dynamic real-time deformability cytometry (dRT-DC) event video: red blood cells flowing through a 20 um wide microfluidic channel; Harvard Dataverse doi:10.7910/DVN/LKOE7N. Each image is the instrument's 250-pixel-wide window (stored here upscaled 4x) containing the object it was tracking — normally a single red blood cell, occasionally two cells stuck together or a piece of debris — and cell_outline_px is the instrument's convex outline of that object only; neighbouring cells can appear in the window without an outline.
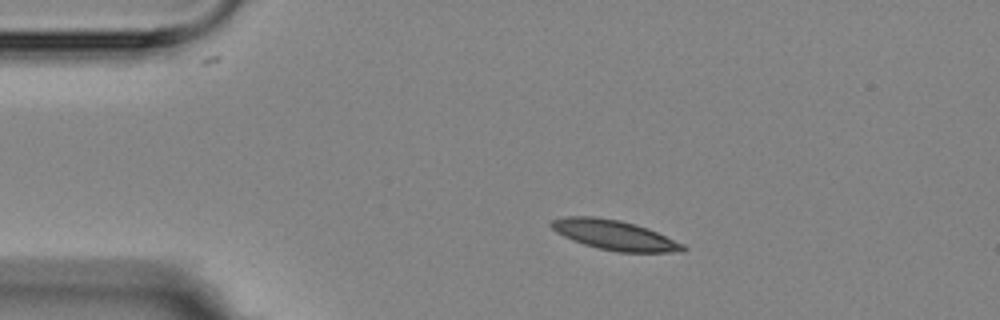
{"species": "Egyptian fruit bat (a non-hibernating species)", "species_latin": "Rousettus aegyptiacus", "temperature_condition": "room temperature", "stored_images_in_passage": 14, "camera_frame_rate_fps": 3000, "um_per_image_px": 0.085, "animal": {"sex": "female"}, "frame": {"image": 1, "passage_image": 1, "time_ms": 0.0, "image_size_px": [1000, 320], "cell_outline_px": [[688, 248], [684, 252], [616, 252], [584, 244], [572, 240], [556, 232], [548, 224], [552, 220], [568, 216], [596, 216], [620, 220], [636, 224], [648, 228], [684, 244]], "centroid_in_image_um": [52.25, 19.97], "position_along_channel_um": 32.8, "area_um2": 22.95}}
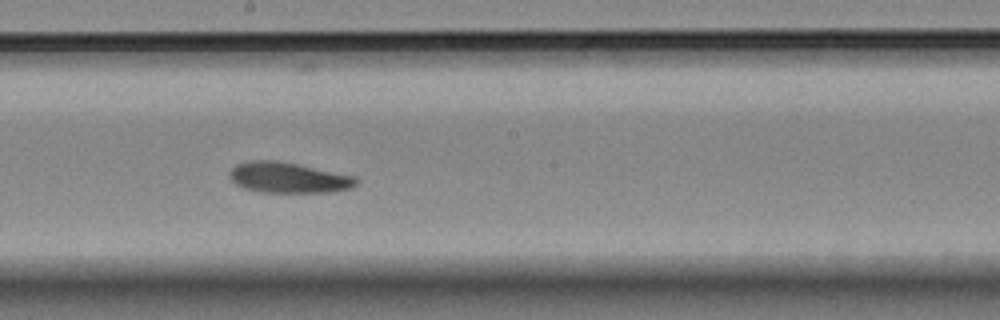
{"frame": {"image": 2, "passage_image": 7, "time_ms": 6.667, "image_size_px": [1000, 320], "cell_outline_px": [[360, 180], [352, 188], [332, 192], [260, 192], [244, 188], [236, 184], [232, 180], [228, 172], [236, 164], [248, 160], [276, 160], [356, 176]], "centroid_in_image_um": [24.52, 15.1], "position_along_channel_um": 223.7, "area_um2": 22.66}}
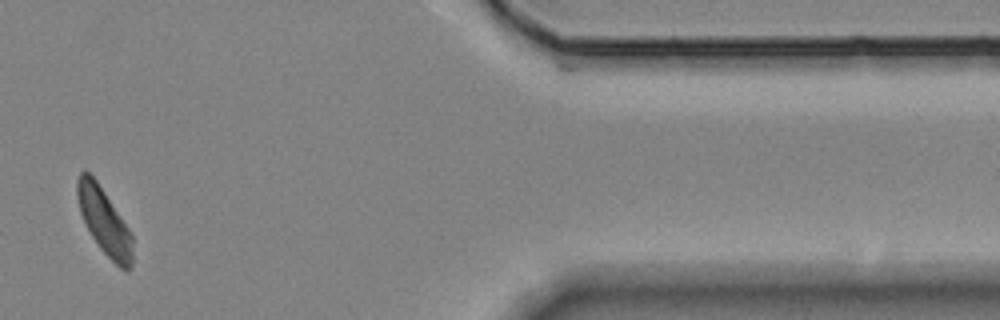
{"frame": {"image": 3, "passage_image": 12, "time_ms": 13.0, "image_size_px": [1000, 320], "cell_outline_px": [[132, 264], [128, 272], [120, 268], [100, 248], [92, 236], [80, 212], [76, 196], [76, 180], [80, 172], [84, 168], [96, 180], [128, 228], [132, 236]], "centroid_in_image_um": [8.84, 18.79], "position_along_channel_um": 402.6, "area_um2": 20.98}, "authors_computed_cell_mechanics": {"area_um2": 23.0333, "velocity_mm_per_s": 3.4976, "shape_relaxation_time_tau1_ms": 5.2734, "shape_relaxation_time_tau2_ms": 2.9513, "deformation_change_tau1": 0.098, "deformation_change_tau2": 0.0972}}